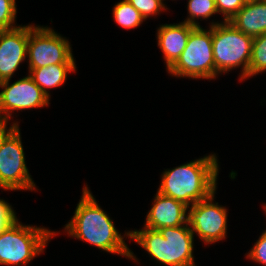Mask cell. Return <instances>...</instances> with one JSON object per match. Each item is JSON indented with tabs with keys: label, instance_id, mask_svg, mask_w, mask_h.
<instances>
[{
	"label": "cell",
	"instance_id": "4",
	"mask_svg": "<svg viewBox=\"0 0 266 266\" xmlns=\"http://www.w3.org/2000/svg\"><path fill=\"white\" fill-rule=\"evenodd\" d=\"M210 23L208 26H212L215 79L240 67L239 81L249 79L253 37L239 31L229 21L212 20Z\"/></svg>",
	"mask_w": 266,
	"mask_h": 266
},
{
	"label": "cell",
	"instance_id": "9",
	"mask_svg": "<svg viewBox=\"0 0 266 266\" xmlns=\"http://www.w3.org/2000/svg\"><path fill=\"white\" fill-rule=\"evenodd\" d=\"M216 192L188 207L190 229L207 246L227 237L228 209L214 200Z\"/></svg>",
	"mask_w": 266,
	"mask_h": 266
},
{
	"label": "cell",
	"instance_id": "8",
	"mask_svg": "<svg viewBox=\"0 0 266 266\" xmlns=\"http://www.w3.org/2000/svg\"><path fill=\"white\" fill-rule=\"evenodd\" d=\"M20 130L18 126L0 149V188L4 191H37L26 165Z\"/></svg>",
	"mask_w": 266,
	"mask_h": 266
},
{
	"label": "cell",
	"instance_id": "26",
	"mask_svg": "<svg viewBox=\"0 0 266 266\" xmlns=\"http://www.w3.org/2000/svg\"><path fill=\"white\" fill-rule=\"evenodd\" d=\"M253 1H257V0H244V2H253Z\"/></svg>",
	"mask_w": 266,
	"mask_h": 266
},
{
	"label": "cell",
	"instance_id": "17",
	"mask_svg": "<svg viewBox=\"0 0 266 266\" xmlns=\"http://www.w3.org/2000/svg\"><path fill=\"white\" fill-rule=\"evenodd\" d=\"M188 16L183 21L195 27L201 26L200 21L210 20L213 15L218 14L215 0H188L187 1ZM202 18V19H201Z\"/></svg>",
	"mask_w": 266,
	"mask_h": 266
},
{
	"label": "cell",
	"instance_id": "2",
	"mask_svg": "<svg viewBox=\"0 0 266 266\" xmlns=\"http://www.w3.org/2000/svg\"><path fill=\"white\" fill-rule=\"evenodd\" d=\"M219 169L215 153L165 169L157 191L190 207L217 190Z\"/></svg>",
	"mask_w": 266,
	"mask_h": 266
},
{
	"label": "cell",
	"instance_id": "24",
	"mask_svg": "<svg viewBox=\"0 0 266 266\" xmlns=\"http://www.w3.org/2000/svg\"><path fill=\"white\" fill-rule=\"evenodd\" d=\"M10 121L0 119V149L2 147L3 142L7 139V137L19 126L20 122H12L13 124L9 123ZM8 124H11L8 126Z\"/></svg>",
	"mask_w": 266,
	"mask_h": 266
},
{
	"label": "cell",
	"instance_id": "16",
	"mask_svg": "<svg viewBox=\"0 0 266 266\" xmlns=\"http://www.w3.org/2000/svg\"><path fill=\"white\" fill-rule=\"evenodd\" d=\"M114 22L124 29H134L140 26L144 17L127 0H120L112 9Z\"/></svg>",
	"mask_w": 266,
	"mask_h": 266
},
{
	"label": "cell",
	"instance_id": "10",
	"mask_svg": "<svg viewBox=\"0 0 266 266\" xmlns=\"http://www.w3.org/2000/svg\"><path fill=\"white\" fill-rule=\"evenodd\" d=\"M10 82V79L0 82V119L12 120L14 111L49 107L50 99L29 75Z\"/></svg>",
	"mask_w": 266,
	"mask_h": 266
},
{
	"label": "cell",
	"instance_id": "3",
	"mask_svg": "<svg viewBox=\"0 0 266 266\" xmlns=\"http://www.w3.org/2000/svg\"><path fill=\"white\" fill-rule=\"evenodd\" d=\"M130 240L142 247L162 266H197L194 262V235L189 223L159 230L142 227L130 230Z\"/></svg>",
	"mask_w": 266,
	"mask_h": 266
},
{
	"label": "cell",
	"instance_id": "21",
	"mask_svg": "<svg viewBox=\"0 0 266 266\" xmlns=\"http://www.w3.org/2000/svg\"><path fill=\"white\" fill-rule=\"evenodd\" d=\"M245 255L246 259L266 266V229L263 230L258 240L253 244V247Z\"/></svg>",
	"mask_w": 266,
	"mask_h": 266
},
{
	"label": "cell",
	"instance_id": "13",
	"mask_svg": "<svg viewBox=\"0 0 266 266\" xmlns=\"http://www.w3.org/2000/svg\"><path fill=\"white\" fill-rule=\"evenodd\" d=\"M195 26L186 22L162 24L157 29V45L168 70L186 47L188 37Z\"/></svg>",
	"mask_w": 266,
	"mask_h": 266
},
{
	"label": "cell",
	"instance_id": "20",
	"mask_svg": "<svg viewBox=\"0 0 266 266\" xmlns=\"http://www.w3.org/2000/svg\"><path fill=\"white\" fill-rule=\"evenodd\" d=\"M16 0H0V31L19 26L16 25Z\"/></svg>",
	"mask_w": 266,
	"mask_h": 266
},
{
	"label": "cell",
	"instance_id": "6",
	"mask_svg": "<svg viewBox=\"0 0 266 266\" xmlns=\"http://www.w3.org/2000/svg\"><path fill=\"white\" fill-rule=\"evenodd\" d=\"M209 28V29H208ZM194 27L177 61L166 70L171 77L215 80L212 26Z\"/></svg>",
	"mask_w": 266,
	"mask_h": 266
},
{
	"label": "cell",
	"instance_id": "22",
	"mask_svg": "<svg viewBox=\"0 0 266 266\" xmlns=\"http://www.w3.org/2000/svg\"><path fill=\"white\" fill-rule=\"evenodd\" d=\"M216 9L222 14L223 21H230L245 5L244 0H215Z\"/></svg>",
	"mask_w": 266,
	"mask_h": 266
},
{
	"label": "cell",
	"instance_id": "18",
	"mask_svg": "<svg viewBox=\"0 0 266 266\" xmlns=\"http://www.w3.org/2000/svg\"><path fill=\"white\" fill-rule=\"evenodd\" d=\"M266 71V33L254 37L249 64V78Z\"/></svg>",
	"mask_w": 266,
	"mask_h": 266
},
{
	"label": "cell",
	"instance_id": "15",
	"mask_svg": "<svg viewBox=\"0 0 266 266\" xmlns=\"http://www.w3.org/2000/svg\"><path fill=\"white\" fill-rule=\"evenodd\" d=\"M77 64H55L41 67L38 69H28V75L33 79L35 84L43 93L51 99L49 89L62 86L69 73H76Z\"/></svg>",
	"mask_w": 266,
	"mask_h": 266
},
{
	"label": "cell",
	"instance_id": "1",
	"mask_svg": "<svg viewBox=\"0 0 266 266\" xmlns=\"http://www.w3.org/2000/svg\"><path fill=\"white\" fill-rule=\"evenodd\" d=\"M63 228V233H67L69 237L89 243L107 253L139 262L124 240L130 239V230H125L123 235L117 230L112 218L101 208L88 185L84 184L74 215Z\"/></svg>",
	"mask_w": 266,
	"mask_h": 266
},
{
	"label": "cell",
	"instance_id": "25",
	"mask_svg": "<svg viewBox=\"0 0 266 266\" xmlns=\"http://www.w3.org/2000/svg\"><path fill=\"white\" fill-rule=\"evenodd\" d=\"M263 209H264V212H265V215H266V203L265 204H263Z\"/></svg>",
	"mask_w": 266,
	"mask_h": 266
},
{
	"label": "cell",
	"instance_id": "12",
	"mask_svg": "<svg viewBox=\"0 0 266 266\" xmlns=\"http://www.w3.org/2000/svg\"><path fill=\"white\" fill-rule=\"evenodd\" d=\"M153 197L144 227L159 230L163 227L182 226L188 222V206L184 203L164 196L158 191Z\"/></svg>",
	"mask_w": 266,
	"mask_h": 266
},
{
	"label": "cell",
	"instance_id": "23",
	"mask_svg": "<svg viewBox=\"0 0 266 266\" xmlns=\"http://www.w3.org/2000/svg\"><path fill=\"white\" fill-rule=\"evenodd\" d=\"M14 207L3 198H0V233L17 220Z\"/></svg>",
	"mask_w": 266,
	"mask_h": 266
},
{
	"label": "cell",
	"instance_id": "14",
	"mask_svg": "<svg viewBox=\"0 0 266 266\" xmlns=\"http://www.w3.org/2000/svg\"><path fill=\"white\" fill-rule=\"evenodd\" d=\"M229 22L253 38L266 33V2H246Z\"/></svg>",
	"mask_w": 266,
	"mask_h": 266
},
{
	"label": "cell",
	"instance_id": "11",
	"mask_svg": "<svg viewBox=\"0 0 266 266\" xmlns=\"http://www.w3.org/2000/svg\"><path fill=\"white\" fill-rule=\"evenodd\" d=\"M29 24L0 31V82L11 80L27 59Z\"/></svg>",
	"mask_w": 266,
	"mask_h": 266
},
{
	"label": "cell",
	"instance_id": "7",
	"mask_svg": "<svg viewBox=\"0 0 266 266\" xmlns=\"http://www.w3.org/2000/svg\"><path fill=\"white\" fill-rule=\"evenodd\" d=\"M69 39L47 26L29 24L28 69L76 64Z\"/></svg>",
	"mask_w": 266,
	"mask_h": 266
},
{
	"label": "cell",
	"instance_id": "5",
	"mask_svg": "<svg viewBox=\"0 0 266 266\" xmlns=\"http://www.w3.org/2000/svg\"><path fill=\"white\" fill-rule=\"evenodd\" d=\"M59 233L44 226L25 225L17 219L0 233V265L25 266L31 263Z\"/></svg>",
	"mask_w": 266,
	"mask_h": 266
},
{
	"label": "cell",
	"instance_id": "19",
	"mask_svg": "<svg viewBox=\"0 0 266 266\" xmlns=\"http://www.w3.org/2000/svg\"><path fill=\"white\" fill-rule=\"evenodd\" d=\"M136 10H138L145 20L156 17L169 8L164 0H127ZM167 9V10H166Z\"/></svg>",
	"mask_w": 266,
	"mask_h": 266
}]
</instances>
